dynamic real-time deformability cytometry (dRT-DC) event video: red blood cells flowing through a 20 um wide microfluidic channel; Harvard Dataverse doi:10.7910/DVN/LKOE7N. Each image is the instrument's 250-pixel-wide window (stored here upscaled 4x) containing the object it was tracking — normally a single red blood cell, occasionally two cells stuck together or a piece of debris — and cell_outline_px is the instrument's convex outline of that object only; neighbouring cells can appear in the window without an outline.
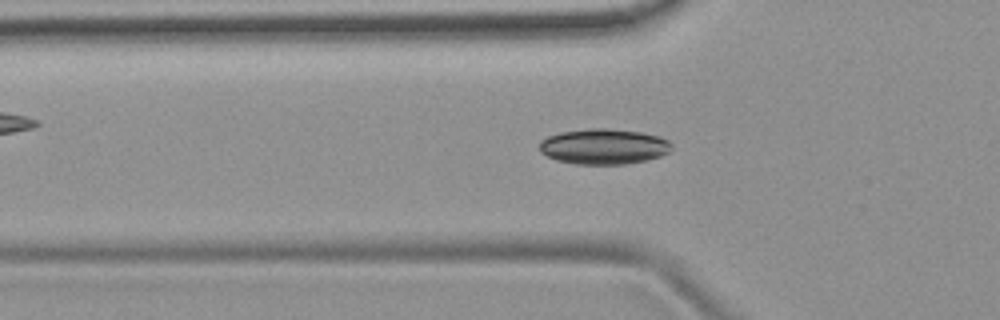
{"species": "common noctule bat (a hibernating species)", "species_latin": "Nyctalus noctula", "temperature_condition": "room temperature", "stored_images_in_passage": 44, "camera_frame_rate_fps": 3000, "um_per_image_px": 0.085, "animal": {"sex": "female", "body_mass_g": 19.9}, "frame": {"image": 1, "passage_image": 16, "time_ms": 5.0, "image_size_px": [1000, 320], "cell_outline_px": [[672, 148], [668, 152], [660, 156], [648, 160], [624, 164], [576, 164], [556, 160], [540, 152], [540, 140], [548, 136], [560, 132], [588, 128], [608, 128], [640, 132], [660, 136], [668, 140], [672, 144]], "centroid_in_image_um": [51.32, 12.45], "position_along_channel_um": 74.5, "area_um2": 27.46}}
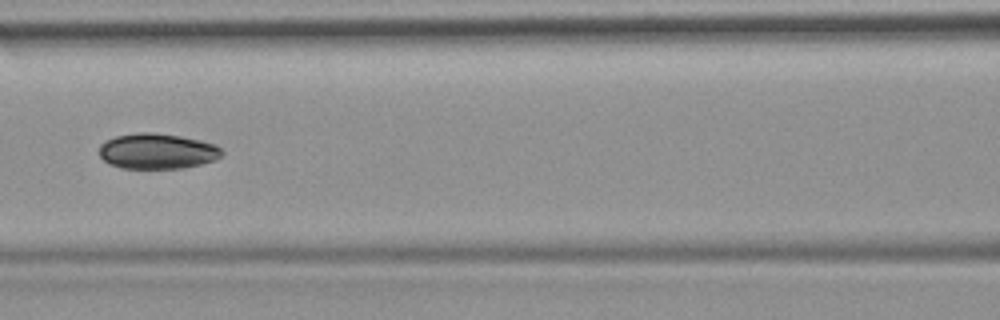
{"frame": {"image": 2, "passage_image": 22, "time_ms": 7.0, "image_size_px": [1000, 320], "cell_outline_px": [[224, 152], [216, 160], [184, 168], [120, 168], [104, 160], [100, 156], [100, 144], [104, 140], [116, 136], [140, 132], [152, 132], [180, 136], [200, 140], [216, 144]], "centroid_in_image_um": [13.38, 12.84], "position_along_channel_um": 153.2, "area_um2": 25.37}}
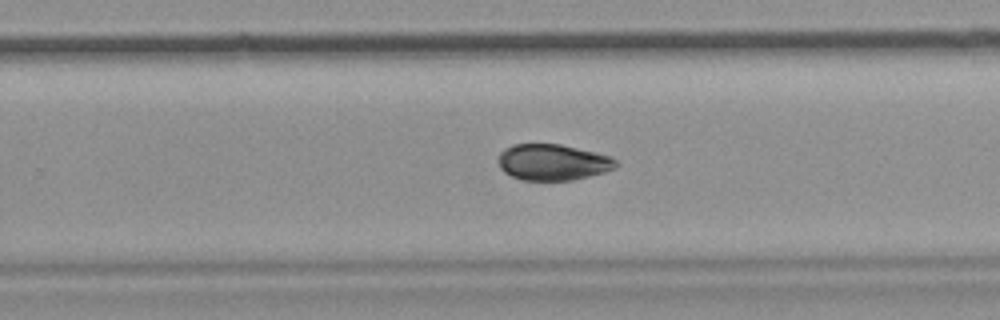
{"frame": {"image": 3, "passage_image": 32, "time_ms": 10.333, "image_size_px": [1000, 320], "cell_outline_px": [[620, 164], [616, 168], [604, 172], [572, 180], [524, 180], [512, 176], [504, 172], [500, 168], [496, 160], [500, 152], [504, 148], [512, 144], [560, 144], [596, 152], [612, 156]], "centroid_in_image_um": [46.98, 13.78], "position_along_channel_um": 282.8, "area_um2": 25.03}}